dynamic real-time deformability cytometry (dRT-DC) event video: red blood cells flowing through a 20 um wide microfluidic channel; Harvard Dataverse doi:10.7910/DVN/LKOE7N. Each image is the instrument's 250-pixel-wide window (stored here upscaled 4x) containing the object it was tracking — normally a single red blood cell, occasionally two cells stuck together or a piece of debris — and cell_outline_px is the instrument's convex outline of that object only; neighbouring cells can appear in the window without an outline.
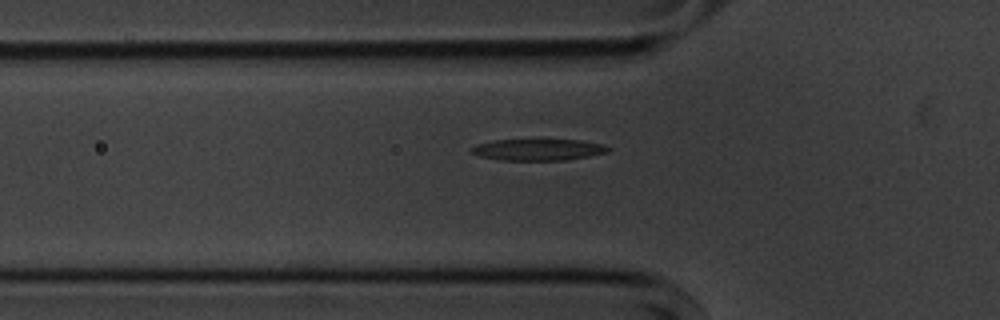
{"species": "common noctule bat (a hibernating species)", "species_latin": "Nyctalus noctula", "temperature_condition": "cold", "stored_images_in_passage": 35, "segment_of_instrument_passage": [1, 2], "camera_frame_rate_fps": 3000, "um_per_image_px": 0.085, "animal": {"sex": "male", "body_mass_g": 20.1, "forearm_length_mm": 53.5}, "frame": {"image": 1, "passage_image": 3, "time_ms": 0.667, "image_size_px": [1000, 320], "cell_outline_px": [[612, 148], [608, 152], [588, 156], [564, 160], [500, 160], [480, 156], [472, 152], [468, 148], [476, 144], [496, 140], [580, 140], [604, 144]], "centroid_in_image_um": [45.75, 12.72], "position_along_channel_um": 80.1, "area_um2": 17.05}}
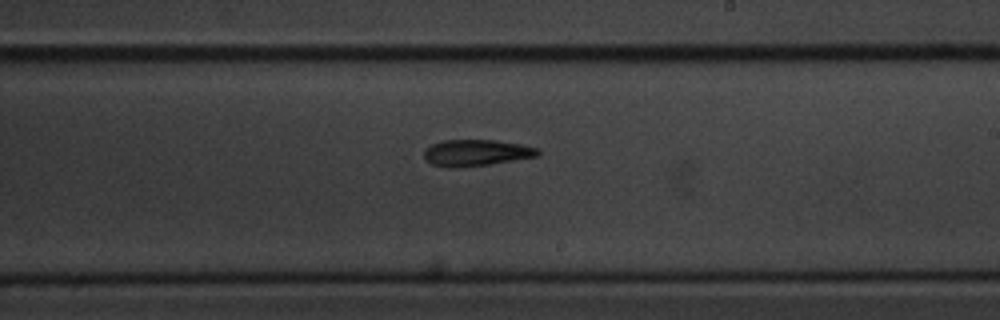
{"frame": {"image": 2, "passage_image": 17, "time_ms": 5.333, "image_size_px": [1000, 320], "cell_outline_px": [[540, 156], [488, 164], [456, 168], [448, 168], [432, 164], [424, 160], [424, 152], [432, 144], [444, 140], [496, 140], [520, 144], [540, 148]], "centroid_in_image_um": [40.5, 12.99], "position_along_channel_um": 248.5, "area_um2": 17.57}}
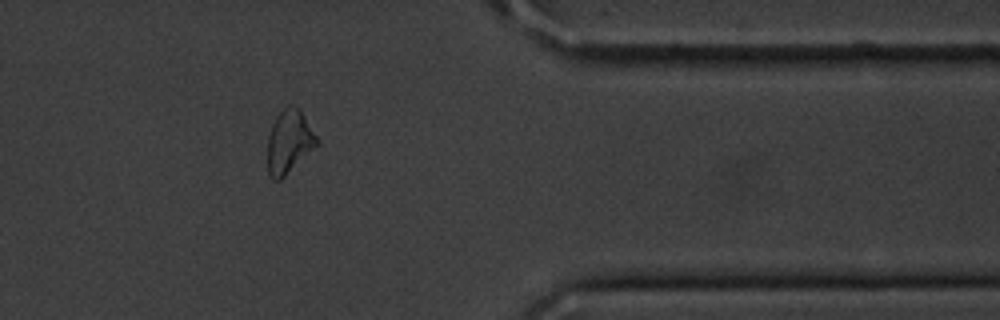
{"frame": {"image": 3, "passage_image": 30, "time_ms": 9.667, "image_size_px": [1000, 320], "cell_outline_px": [[320, 144], [280, 180], [272, 180], [268, 172], [268, 136], [272, 124], [276, 116], [288, 104], [292, 104], [300, 108], [316, 136]], "centroid_in_image_um": [24.58, 12.03], "position_along_channel_um": 386.8, "area_um2": 18.26}}